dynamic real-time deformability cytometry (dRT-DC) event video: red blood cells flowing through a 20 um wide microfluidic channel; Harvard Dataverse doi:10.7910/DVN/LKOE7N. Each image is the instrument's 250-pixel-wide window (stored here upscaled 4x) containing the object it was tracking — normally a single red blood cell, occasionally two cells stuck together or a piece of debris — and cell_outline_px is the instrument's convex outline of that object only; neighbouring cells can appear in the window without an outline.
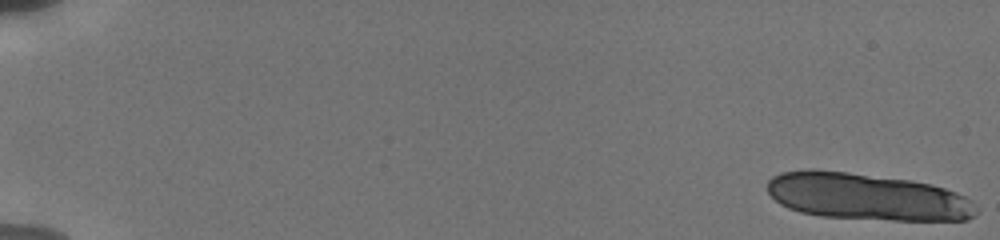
{"species": "human", "species_latin": "Homo sapiens", "temperature_condition": "cold", "stored_images_in_passage": 13, "camera_frame_rate_fps": 3000, "um_per_image_px": 0.085, "donor": {"sex": "male"}, "frame": {"image": 1, "passage_image": 1, "time_ms": 0.0, "image_size_px": [1000, 240], "cell_outline_px": [[980, 212], [968, 220], [892, 220], [820, 216], [800, 212], [788, 208], [780, 204], [768, 192], [768, 180], [772, 176], [780, 172], [812, 168], [848, 172], [912, 180], [932, 184], [956, 192], [972, 200], [980, 208]], "centroid_in_image_um": [73.73, 16.71], "position_along_channel_um": 11.3, "area_um2": 57.68}}